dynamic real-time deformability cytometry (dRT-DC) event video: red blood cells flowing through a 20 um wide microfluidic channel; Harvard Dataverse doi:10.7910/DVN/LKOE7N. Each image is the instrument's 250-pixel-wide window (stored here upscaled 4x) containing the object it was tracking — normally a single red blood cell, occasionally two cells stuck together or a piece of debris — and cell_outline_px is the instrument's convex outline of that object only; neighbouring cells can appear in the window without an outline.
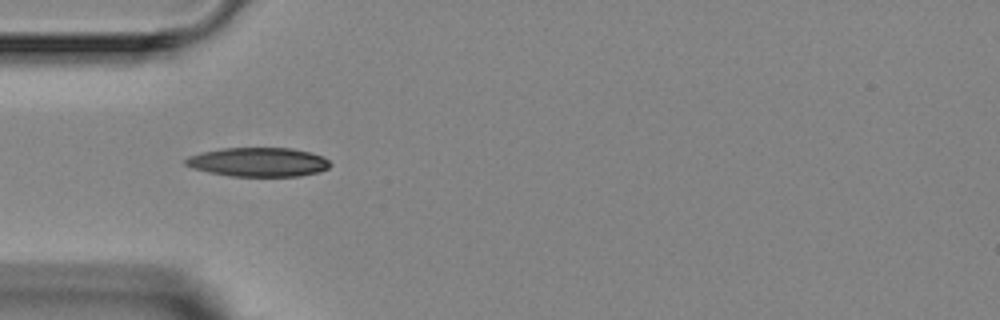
{"species": "Egyptian fruit bat (a non-hibernating species)", "species_latin": "Rousettus aegyptiacus", "temperature_condition": "room temperature", "stored_images_in_passage": 2, "camera_frame_rate_fps": 3000, "um_per_image_px": 0.085, "animal": {"sex": "female"}, "frame": {"image": 1, "passage_image": 2, "time_ms": 1.333, "image_size_px": [1000, 320], "cell_outline_px": [[332, 164], [328, 168], [320, 172], [300, 176], [232, 176], [208, 172], [192, 168], [184, 164], [184, 160], [188, 156], [200, 152], [220, 148], [292, 148], [312, 152], [324, 156]], "centroid_in_image_um": [21.97, 13.77], "position_along_channel_um": 63.0, "area_um2": 24.8}}